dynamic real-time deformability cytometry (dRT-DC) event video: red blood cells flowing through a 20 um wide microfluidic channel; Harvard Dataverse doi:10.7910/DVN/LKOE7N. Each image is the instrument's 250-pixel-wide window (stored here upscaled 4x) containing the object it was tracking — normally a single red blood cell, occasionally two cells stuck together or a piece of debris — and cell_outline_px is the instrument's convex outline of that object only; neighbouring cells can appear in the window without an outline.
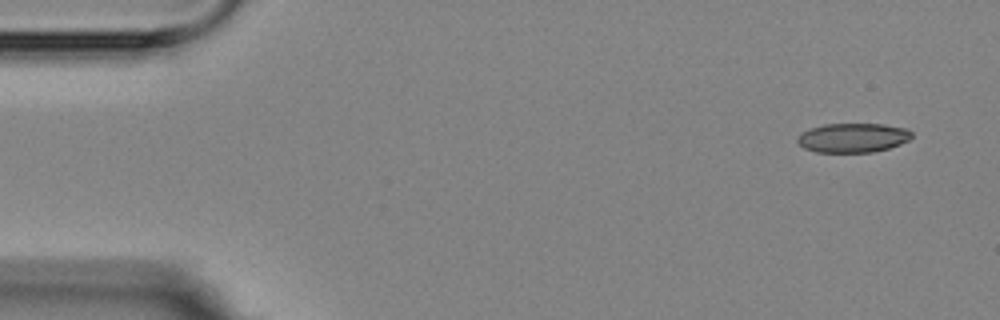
{"species": "Egyptian fruit bat (a non-hibernating species)", "species_latin": "Rousettus aegyptiacus", "temperature_condition": "room temperature", "stored_images_in_passage": 5, "camera_frame_rate_fps": 3000, "um_per_image_px": 0.085, "animal": {"sex": "female"}, "frame": {"image": 1, "passage_image": 1, "time_ms": 0.0, "image_size_px": [1000, 320], "cell_outline_px": [[912, 136], [908, 140], [900, 144], [888, 148], [872, 152], [816, 152], [804, 148], [796, 140], [796, 136], [800, 132], [824, 124], [884, 124], [908, 128], [912, 132]], "centroid_in_image_um": [72.49, 11.7], "position_along_channel_um": 12.5, "area_um2": 19.59}}
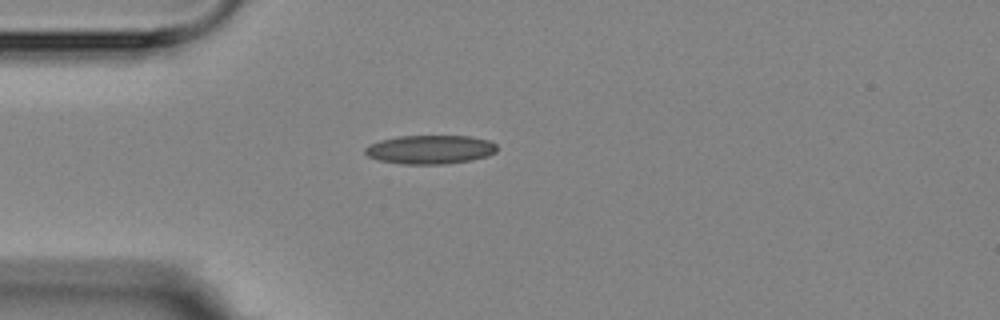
{"frame": {"image": 2, "passage_image": 4, "time_ms": 3.667, "image_size_px": [1000, 320], "cell_outline_px": [[496, 152], [488, 156], [472, 160], [444, 164], [404, 164], [380, 160], [368, 156], [364, 152], [364, 148], [380, 140], [400, 136], [472, 136], [488, 140], [496, 144]], "centroid_in_image_um": [36.59, 12.71], "position_along_channel_um": 48.4, "area_um2": 22.08}}